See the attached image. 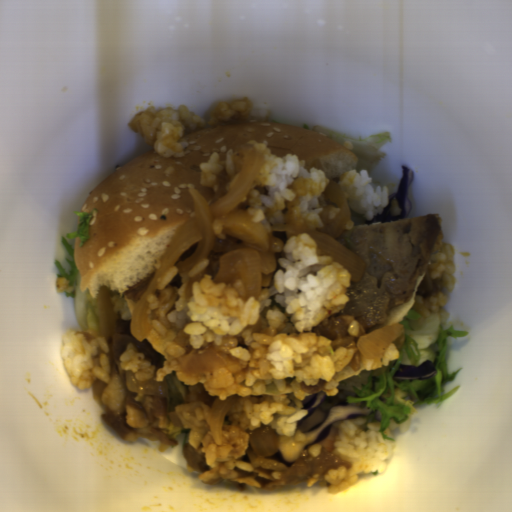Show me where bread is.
<instances>
[{
  "label": "bread",
  "mask_w": 512,
  "mask_h": 512,
  "mask_svg": "<svg viewBox=\"0 0 512 512\" xmlns=\"http://www.w3.org/2000/svg\"><path fill=\"white\" fill-rule=\"evenodd\" d=\"M254 139L273 155L296 154L299 166L323 170L338 185L342 175L355 170L356 154L349 148L303 127L255 118L232 124L204 125L184 134L177 143L183 157L158 155L153 149L138 155L106 176L83 202L80 210L93 214L89 239L80 246L74 238V261L81 293L95 299L101 287L110 291L113 308L122 320H131L135 305L124 294L127 287L157 273L174 238L195 218L196 189L210 207L227 194L234 173L222 170L218 189L201 186L202 171L212 153H225Z\"/></svg>",
  "instance_id": "8d2b1439"
},
{
  "label": "bread",
  "mask_w": 512,
  "mask_h": 512,
  "mask_svg": "<svg viewBox=\"0 0 512 512\" xmlns=\"http://www.w3.org/2000/svg\"><path fill=\"white\" fill-rule=\"evenodd\" d=\"M424 276H418L417 283H416L415 288H414L411 296L409 297V299L404 304H401V305L391 308L389 310V312L386 314L383 324L375 330H378V329H381V328H384L387 326H391L394 324H398L410 312V310L413 308L415 301H416V295H417L416 292H417L418 286H419L420 282L423 280ZM375 330L365 331L366 335Z\"/></svg>",
  "instance_id": "cb027b5d"
},
{
  "label": "bread",
  "mask_w": 512,
  "mask_h": 512,
  "mask_svg": "<svg viewBox=\"0 0 512 512\" xmlns=\"http://www.w3.org/2000/svg\"><path fill=\"white\" fill-rule=\"evenodd\" d=\"M442 247H443V234L440 231V234H439V237H438V241H437V244H436L435 253L439 252Z\"/></svg>",
  "instance_id": "b6be36c0"
}]
</instances>
